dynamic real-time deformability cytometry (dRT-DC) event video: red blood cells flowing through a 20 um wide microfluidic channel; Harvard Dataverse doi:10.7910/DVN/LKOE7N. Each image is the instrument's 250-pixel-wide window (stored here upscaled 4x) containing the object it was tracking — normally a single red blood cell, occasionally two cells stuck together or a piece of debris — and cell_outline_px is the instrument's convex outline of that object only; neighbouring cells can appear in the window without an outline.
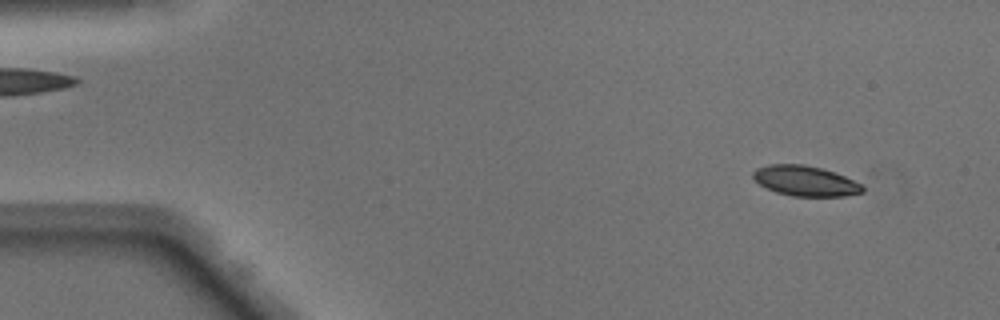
{"species": "Egyptian fruit bat (a non-hibernating species)", "species_latin": "Rousettus aegyptiacus", "temperature_condition": "warm", "stored_images_in_passage": 49, "camera_frame_rate_fps": 3000, "um_per_image_px": 0.085, "animal": {"sex": "male"}, "frame": {"image": 1, "passage_image": 4, "time_ms": 1.0, "image_size_px": [1000, 320], "cell_outline_px": [[864, 192], [848, 196], [792, 196], [776, 192], [760, 184], [752, 176], [752, 172], [756, 168], [768, 164], [804, 164], [836, 172], [860, 184], [864, 188]], "centroid_in_image_um": [68.45, 15.37], "position_along_channel_um": 16.6, "area_um2": 19.25}}
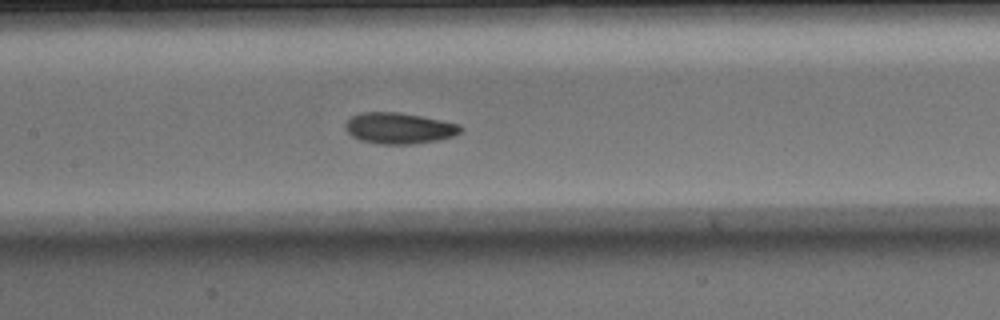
{"frame": {"image": 2, "passage_image": 23, "time_ms": 7.333, "image_size_px": [1000, 320], "cell_outline_px": [[464, 128], [460, 132], [452, 136], [440, 140], [412, 144], [380, 144], [360, 140], [352, 136], [344, 128], [344, 124], [352, 116], [360, 112], [400, 112], [460, 124]], "centroid_in_image_um": [33.91, 10.9], "position_along_channel_um": 173.5, "area_um2": 20.92}}
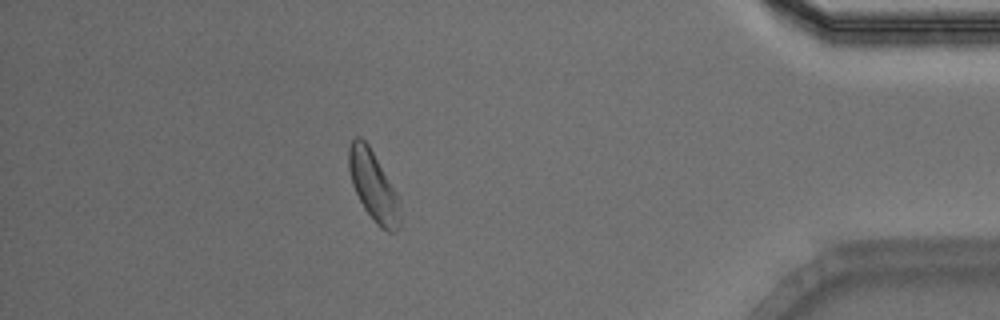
{"frame": {"image": 3, "passage_image": 43, "time_ms": 14.0, "image_size_px": [1000, 320], "cell_outline_px": [[400, 224], [396, 232], [388, 232], [380, 228], [376, 224], [364, 208], [352, 184], [348, 168], [348, 148], [352, 140], [356, 136], [360, 136], [368, 144], [396, 192], [400, 200]], "centroid_in_image_um": [31.73, 15.83], "position_along_channel_um": 403.5, "area_um2": 20.81}, "authors_computed_cell_mechanics": {"area_um2": 20.3456, "velocity_mm_per_s": 4.0947, "shape_relaxation_time_tau1_ms": 3.0263, "shape_relaxation_time_tau2_ms": 5.2764, "deformation_change_tau1": 0.0988, "deformation_change_tau2": 0.1021}}